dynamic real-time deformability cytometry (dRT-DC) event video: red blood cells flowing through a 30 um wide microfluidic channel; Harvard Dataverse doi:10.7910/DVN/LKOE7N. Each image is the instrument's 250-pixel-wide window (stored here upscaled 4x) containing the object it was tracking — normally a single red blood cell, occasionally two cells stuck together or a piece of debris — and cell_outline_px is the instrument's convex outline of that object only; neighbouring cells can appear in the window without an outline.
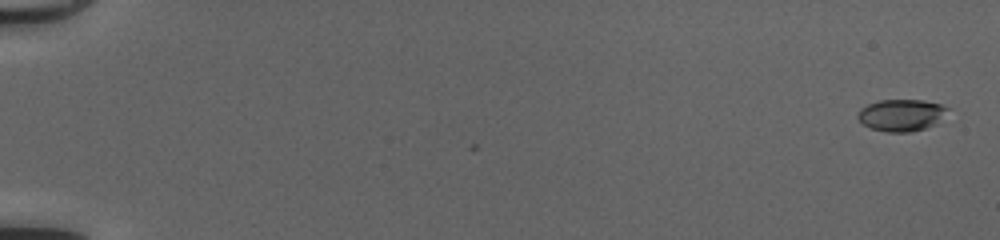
{"species": "common noctule bat (a hibernating species)", "species_latin": "Nyctalus noctula", "temperature_condition": "cold", "stored_images_in_passage": 3, "camera_frame_rate_fps": 3000, "um_per_image_px": 0.085, "animal": {"sex": "female", "body_mass_g": 20.0, "forearm_length_mm": 54.0}, "frame": {"image": 1, "passage_image": 1, "time_ms": 0.0, "image_size_px": [1000, 240], "cell_outline_px": [[952, 108], [936, 124], [912, 132], [888, 132], [872, 128], [864, 124], [856, 116], [860, 108], [868, 104], [880, 100], [924, 100], [940, 104]], "centroid_in_image_um": [76.65, 9.77], "position_along_channel_um": 8.3, "area_um2": 16.76}}